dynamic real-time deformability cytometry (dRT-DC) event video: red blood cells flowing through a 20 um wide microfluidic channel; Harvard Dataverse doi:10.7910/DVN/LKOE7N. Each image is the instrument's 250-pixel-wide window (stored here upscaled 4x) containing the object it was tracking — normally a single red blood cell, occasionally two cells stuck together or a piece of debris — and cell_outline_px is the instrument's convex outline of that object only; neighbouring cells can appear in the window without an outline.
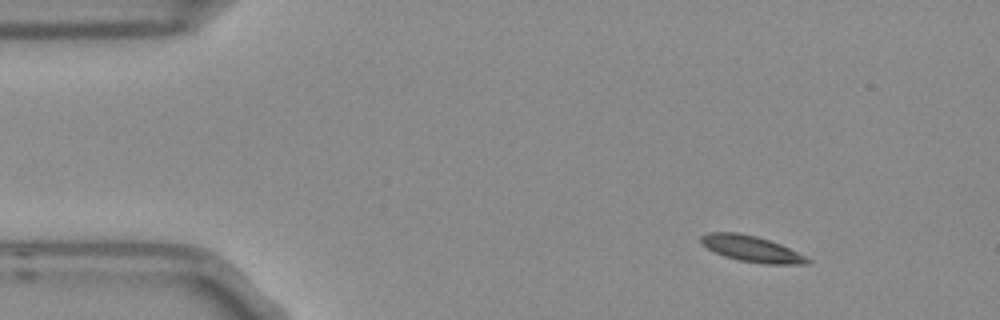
{"species": "Egyptian fruit bat (a non-hibernating species)", "species_latin": "Rousettus aegyptiacus", "temperature_condition": "room temperature", "stored_images_in_passage": 6, "camera_frame_rate_fps": 3000, "um_per_image_px": 0.085, "frame": {"image": 1, "passage_image": 1, "time_ms": 0.0, "image_size_px": [1000, 320], "cell_outline_px": [[812, 260], [808, 264], [764, 264], [740, 260], [724, 256], [708, 248], [700, 240], [700, 236], [708, 232], [740, 232], [756, 236], [780, 244]], "centroid_in_image_um": [63.87, 21.14], "position_along_channel_um": 21.1, "area_um2": 15.9}}
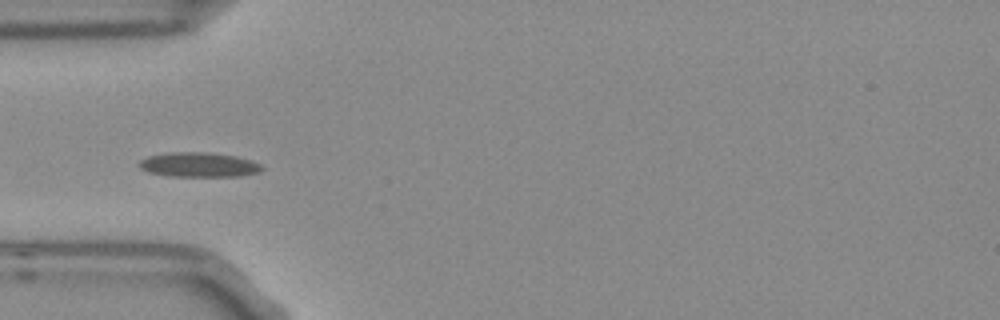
{"frame": {"image": 2, "passage_image": 4, "time_ms": 1.0, "image_size_px": [1000, 320], "cell_outline_px": [[264, 168], [260, 172], [240, 176], [168, 176], [148, 172], [140, 168], [140, 160], [148, 156], [172, 152], [204, 152], [236, 156], [252, 160], [260, 164]], "centroid_in_image_um": [16.92, 14.0], "position_along_channel_um": 68.1, "area_um2": 17.57}}
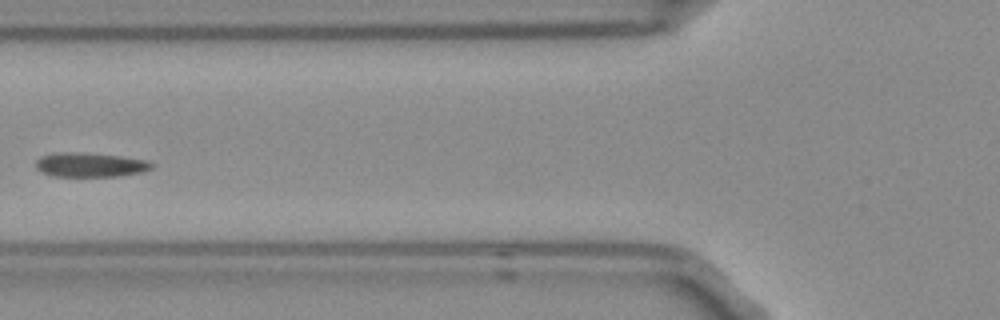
{"frame": {"image": 3, "passage_image": 5, "time_ms": 1.333, "image_size_px": [1000, 320], "cell_outline_px": [[152, 168], [140, 172], [120, 176], [52, 176], [40, 172], [36, 168], [36, 160], [40, 156], [56, 152], [80, 152], [120, 156], [148, 160], [152, 164]], "centroid_in_image_um": [7.61, 14.0], "position_along_channel_um": 118.2, "area_um2": 16.47}}